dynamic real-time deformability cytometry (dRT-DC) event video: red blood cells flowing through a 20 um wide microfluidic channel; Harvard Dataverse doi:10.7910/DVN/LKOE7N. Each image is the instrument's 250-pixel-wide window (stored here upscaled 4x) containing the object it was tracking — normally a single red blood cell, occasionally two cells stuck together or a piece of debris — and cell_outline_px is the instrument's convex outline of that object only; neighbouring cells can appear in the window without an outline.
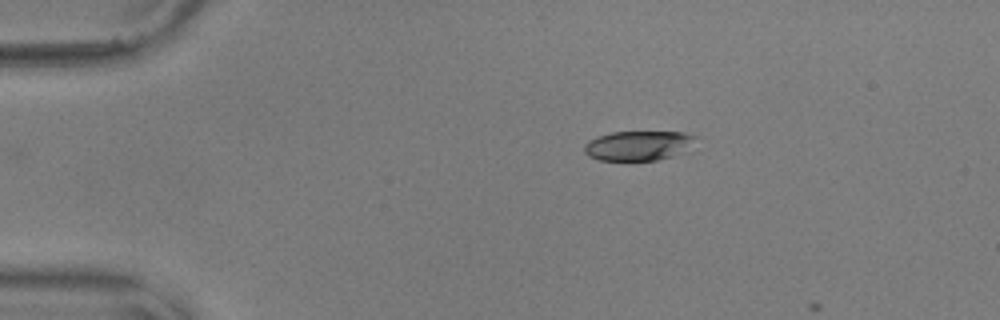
{"species": "common noctule bat (a hibernating species)", "species_latin": "Nyctalus noctula", "temperature_condition": "warm", "stored_images_in_passage": 2, "camera_frame_rate_fps": 3000, "um_per_image_px": 0.085, "animal": {"sex": "male", "body_mass_g": 17.9, "forearm_length_mm": 54.2}, "frame": {"image": 1, "passage_image": 1, "time_ms": 0.0, "image_size_px": [1000, 320], "cell_outline_px": [[696, 136], [688, 152], [656, 160], [600, 160], [588, 156], [584, 152], [584, 144], [588, 140], [596, 136], [612, 132], [684, 132]], "centroid_in_image_um": [54.25, 12.37], "position_along_channel_um": 30.7, "area_um2": 19.42}}